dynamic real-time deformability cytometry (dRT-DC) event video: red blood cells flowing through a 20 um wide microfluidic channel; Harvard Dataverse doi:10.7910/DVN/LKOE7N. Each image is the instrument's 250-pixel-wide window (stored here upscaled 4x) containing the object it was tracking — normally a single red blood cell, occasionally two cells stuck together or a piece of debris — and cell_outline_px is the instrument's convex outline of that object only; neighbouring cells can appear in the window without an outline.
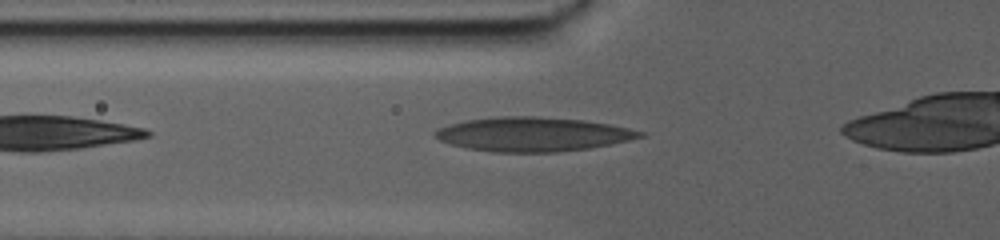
{"species": "human", "species_latin": "Homo sapiens", "temperature_condition": "warm", "stored_images_in_passage": 45, "camera_frame_rate_fps": 3000, "um_per_image_px": 0.085, "donor": {"sex": "male"}, "frame": {"image": 1, "passage_image": 2, "time_ms": 0.333, "image_size_px": [1000, 240], "cell_outline_px": [[644, 136], [612, 144], [588, 148], [556, 152], [492, 152], [464, 148], [440, 140], [432, 132], [440, 128], [464, 120], [492, 116], [536, 116], [584, 120], [608, 124], [628, 128], [644, 132]], "centroid_in_image_um": [45.26, 11.41], "position_along_channel_um": 80.5, "area_um2": 40.75}}
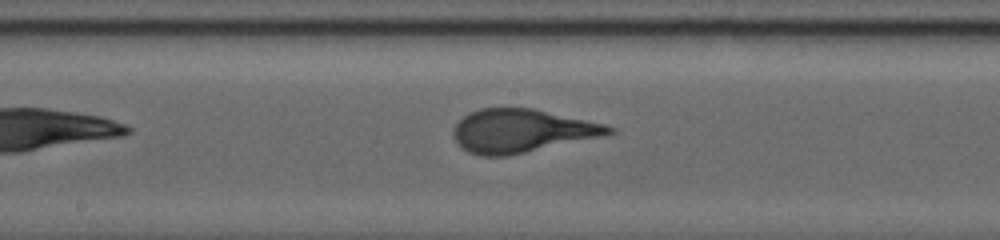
{"frame": {"image": 2, "passage_image": 17, "time_ms": 5.333, "image_size_px": [1000, 240], "cell_outline_px": [[616, 132], [600, 136], [508, 156], [480, 156], [468, 152], [456, 144], [452, 136], [452, 128], [468, 112], [480, 108], [532, 108], [604, 124], [616, 128]], "centroid_in_image_um": [44.26, 11.12], "position_along_channel_um": 203.9, "area_um2": 39.07}}
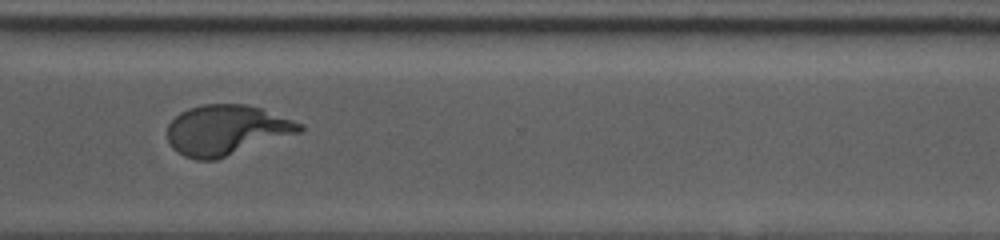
{"frame": {"image": 3, "passage_image": 35, "time_ms": 11.333, "image_size_px": [1000, 240], "cell_outline_px": [[304, 128], [300, 132], [216, 160], [196, 160], [184, 156], [172, 148], [168, 140], [168, 124], [180, 112], [188, 108], [200, 104], [244, 104], [264, 108], [304, 124]], "centroid_in_image_um": [19.25, 11.04], "position_along_channel_um": 351.3, "area_um2": 38.84}}